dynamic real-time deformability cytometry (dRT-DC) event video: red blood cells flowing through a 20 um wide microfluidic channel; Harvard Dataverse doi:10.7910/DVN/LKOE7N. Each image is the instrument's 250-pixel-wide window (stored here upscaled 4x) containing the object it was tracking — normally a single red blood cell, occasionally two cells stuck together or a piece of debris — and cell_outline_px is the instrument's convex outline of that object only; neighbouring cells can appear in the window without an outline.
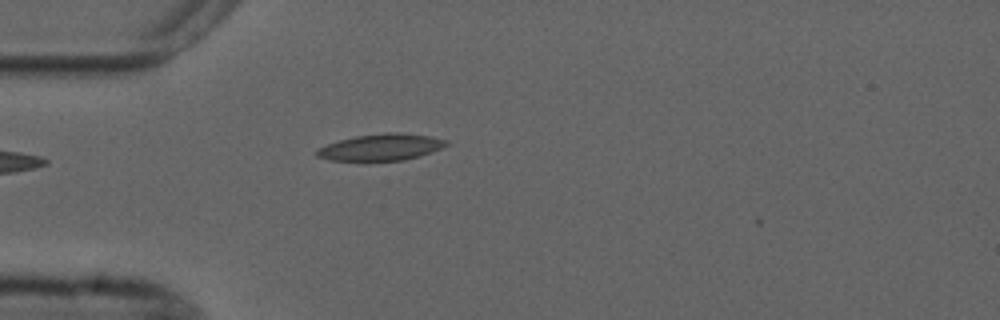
{"species": "common noctule bat (a hibernating species)", "species_latin": "Nyctalus noctula", "temperature_condition": "cold", "stored_images_in_passage": 1, "camera_frame_rate_fps": 3000, "um_per_image_px": 0.085, "animal": {"sex": "male", "forearm_length_mm": 52.5}, "frame": {"image": 1, "passage_image": 1, "time_ms": 0.0, "image_size_px": [1000, 320], "cell_outline_px": [[448, 144], [432, 152], [404, 160], [332, 160], [316, 156], [316, 148], [340, 140], [356, 136], [384, 132], [400, 132], [428, 136], [448, 140]], "centroid_in_image_um": [32.39, 12.5], "position_along_channel_um": 52.6, "area_um2": 19.83}}